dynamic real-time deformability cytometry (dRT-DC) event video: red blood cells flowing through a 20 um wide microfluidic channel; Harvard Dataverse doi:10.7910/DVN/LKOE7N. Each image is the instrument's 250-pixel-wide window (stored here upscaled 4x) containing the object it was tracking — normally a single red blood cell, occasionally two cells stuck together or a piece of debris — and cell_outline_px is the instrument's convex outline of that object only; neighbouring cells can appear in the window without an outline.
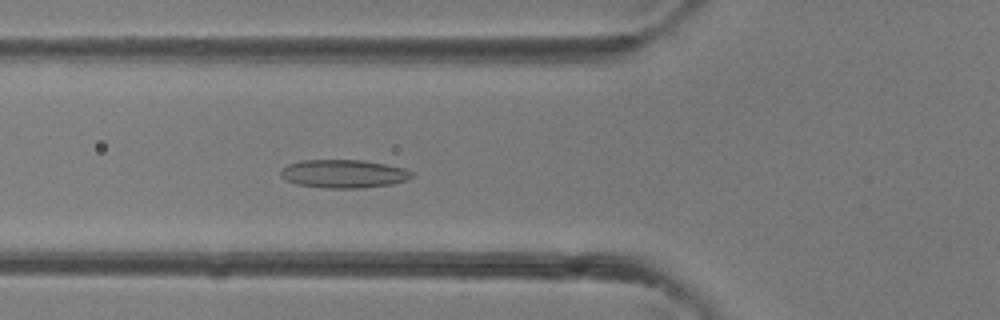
{"species": "common noctule bat (a hibernating species)", "species_latin": "Nyctalus noctula", "temperature_condition": "room temperature", "stored_images_in_passage": 39, "camera_frame_rate_fps": 3000, "um_per_image_px": 0.085, "animal": {"sex": "female"}, "frame": {"image": 1, "passage_image": 14, "time_ms": 4.333, "image_size_px": [1000, 320], "cell_outline_px": [[416, 176], [408, 180], [392, 184], [364, 188], [328, 188], [296, 184], [280, 176], [280, 172], [288, 164], [300, 160], [360, 160], [384, 164], [404, 168], [412, 172]], "centroid_in_image_um": [29.25, 14.77], "position_along_channel_um": 96.6, "area_um2": 21.62}}
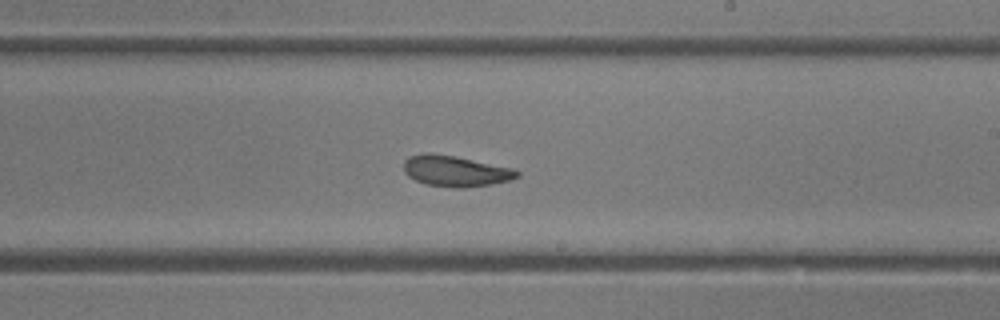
{"frame": {"image": 2, "passage_image": 23, "time_ms": 7.333, "image_size_px": [1000, 320], "cell_outline_px": [[520, 176], [512, 180], [492, 184], [464, 188], [452, 188], [424, 184], [408, 176], [404, 172], [404, 160], [408, 156], [424, 152], [428, 152], [452, 156], [516, 168], [520, 172]], "centroid_in_image_um": [38.73, 14.55], "position_along_channel_um": 250.3, "area_um2": 20.69}}
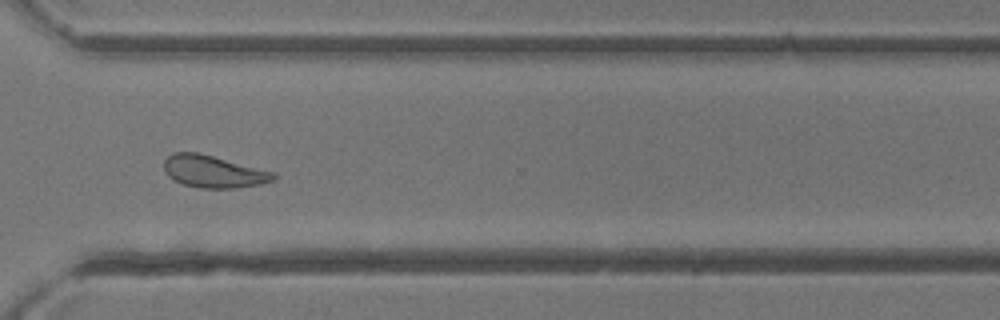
{"frame": {"image": 3, "passage_image": 29, "time_ms": 9.333, "image_size_px": [1000, 320], "cell_outline_px": [[276, 180], [260, 184], [236, 188], [200, 188], [184, 184], [168, 176], [164, 172], [164, 160], [172, 152], [200, 152], [276, 172]], "centroid_in_image_um": [18.17, 14.57], "position_along_channel_um": 352.4, "area_um2": 20.81}}